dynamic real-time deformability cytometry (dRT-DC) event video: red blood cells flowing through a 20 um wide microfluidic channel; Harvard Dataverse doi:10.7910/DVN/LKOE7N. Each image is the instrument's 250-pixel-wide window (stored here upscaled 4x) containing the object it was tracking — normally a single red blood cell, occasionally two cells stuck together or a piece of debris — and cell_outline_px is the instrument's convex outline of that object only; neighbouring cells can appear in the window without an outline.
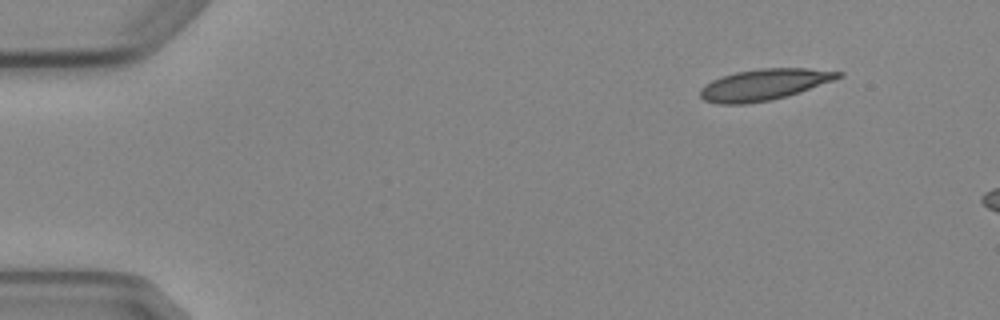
{"species": "Egyptian fruit bat (a non-hibernating species)", "species_latin": "Rousettus aegyptiacus", "temperature_condition": "cold", "stored_images_in_passage": 2, "camera_frame_rate_fps": 3000, "um_per_image_px": 0.085, "animal": {"sex": "female"}, "frame": {"image": 1, "passage_image": 1, "time_ms": 0.0, "image_size_px": [1000, 320], "cell_outline_px": [[844, 76], [800, 92], [772, 100], [744, 104], [720, 104], [704, 100], [700, 96], [700, 88], [704, 84], [712, 80], [736, 72], [760, 68], [808, 68], [844, 72]], "centroid_in_image_um": [64.95, 7.19], "position_along_channel_um": 20.0, "area_um2": 25.09}}